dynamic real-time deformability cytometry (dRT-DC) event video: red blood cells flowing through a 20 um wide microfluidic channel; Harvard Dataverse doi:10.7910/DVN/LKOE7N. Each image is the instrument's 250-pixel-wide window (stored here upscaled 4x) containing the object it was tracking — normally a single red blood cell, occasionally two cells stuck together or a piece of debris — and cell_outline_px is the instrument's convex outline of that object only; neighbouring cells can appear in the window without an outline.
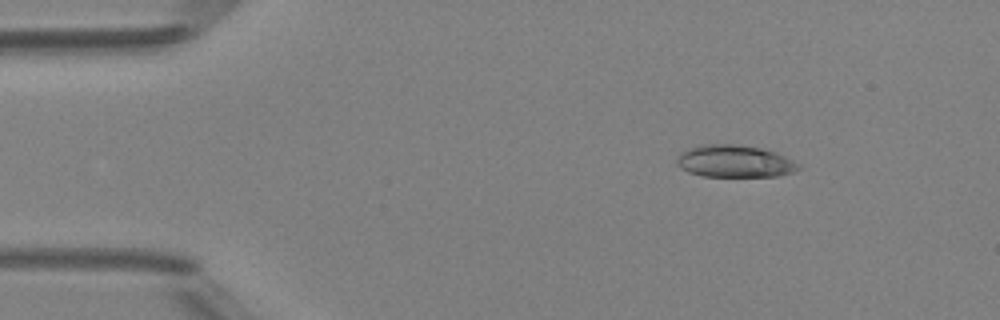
{"species": "Egyptian fruit bat (a non-hibernating species)", "species_latin": "Rousettus aegyptiacus", "temperature_condition": "room temperature", "stored_images_in_passage": 44, "camera_frame_rate_fps": 3000, "um_per_image_px": 0.085, "animal": {"sex": "female"}, "frame": {"image": 1, "passage_image": 2, "time_ms": 0.333, "image_size_px": [1000, 320], "cell_outline_px": [[800, 168], [792, 172], [776, 176], [704, 176], [688, 172], [680, 168], [676, 164], [676, 160], [680, 152], [688, 148], [704, 144], [732, 144], [760, 148], [776, 152], [800, 164]], "centroid_in_image_um": [62.41, 13.7], "position_along_channel_um": 22.6, "area_um2": 22.77}}
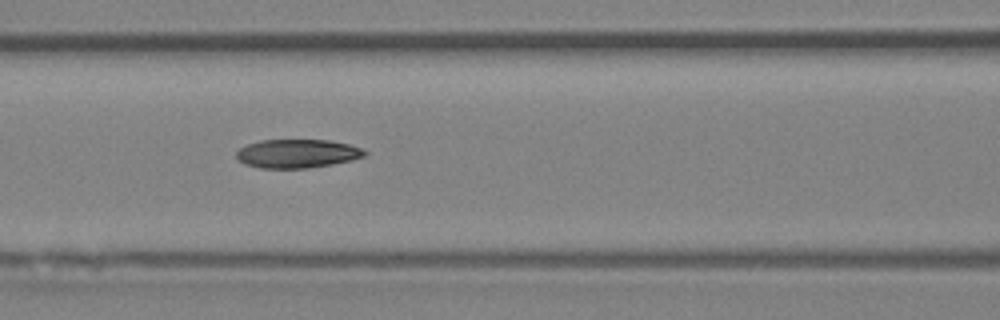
{"frame": {"image": 2, "passage_image": 16, "time_ms": 5.0, "image_size_px": [1000, 320], "cell_outline_px": [[368, 152], [364, 156], [352, 160], [332, 164], [308, 168], [260, 168], [244, 164], [236, 160], [236, 152], [240, 148], [248, 144], [260, 140], [328, 140], [348, 144], [360, 148]], "centroid_in_image_um": [25.23, 13.06], "position_along_channel_um": 141.4, "area_um2": 21.44}}
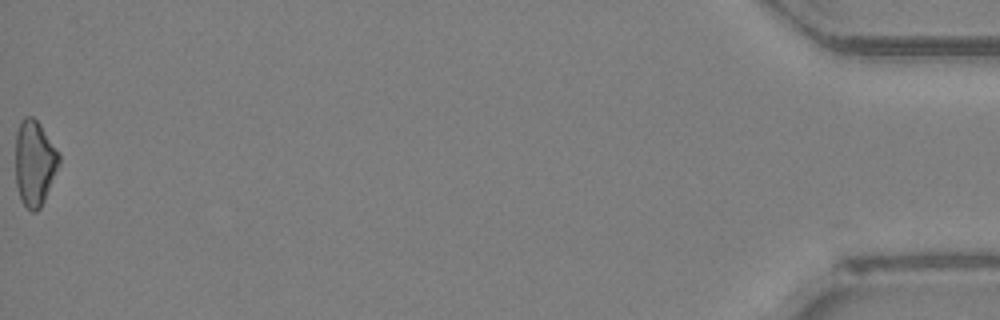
{"frame": {"image": 3, "passage_image": 44, "time_ms": 14.333, "image_size_px": [1000, 320], "cell_outline_px": [[60, 164], [44, 200], [40, 208], [36, 212], [32, 212], [20, 200], [16, 184], [16, 132], [20, 120], [24, 116], [32, 116], [40, 124], [60, 152]], "centroid_in_image_um": [2.94, 13.83], "position_along_channel_um": 432.3, "area_um2": 21.91}, "authors_computed_cell_mechanics": {"area_um2": 21.7328, "velocity_mm_per_s": 4.2373, "shape_relaxation_time_tau1_ms": 10.1643, "shape_relaxation_time_tau2_ms": 7.5072, "deformation_change_tau1": 0.233, "deformation_change_tau2": 0.1483}}